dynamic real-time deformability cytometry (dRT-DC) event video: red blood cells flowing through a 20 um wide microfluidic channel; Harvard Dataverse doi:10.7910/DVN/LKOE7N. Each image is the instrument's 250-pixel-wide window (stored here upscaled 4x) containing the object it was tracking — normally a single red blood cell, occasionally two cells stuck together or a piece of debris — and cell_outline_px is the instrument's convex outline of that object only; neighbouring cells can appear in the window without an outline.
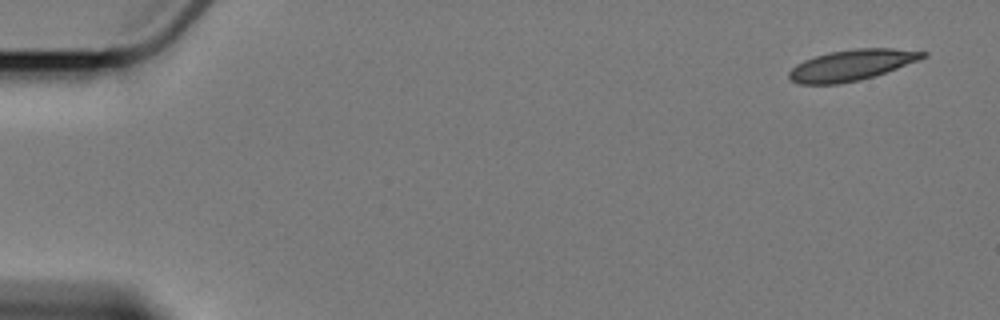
{"species": "Egyptian fruit bat (a non-hibernating species)", "species_latin": "Rousettus aegyptiacus", "temperature_condition": "cold", "stored_images_in_passage": 10, "camera_frame_rate_fps": 3000, "um_per_image_px": 0.085, "animal": {"sex": "female"}, "frame": {"image": 1, "passage_image": 1, "time_ms": 0.0, "image_size_px": [1000, 320], "cell_outline_px": [[928, 56], [920, 60], [860, 80], [840, 84], [800, 84], [792, 80], [788, 76], [788, 72], [796, 64], [804, 60], [828, 52], [856, 48], [892, 48], [928, 52]], "centroid_in_image_um": [72.39, 5.52], "position_along_channel_um": 12.6, "area_um2": 23.99}}
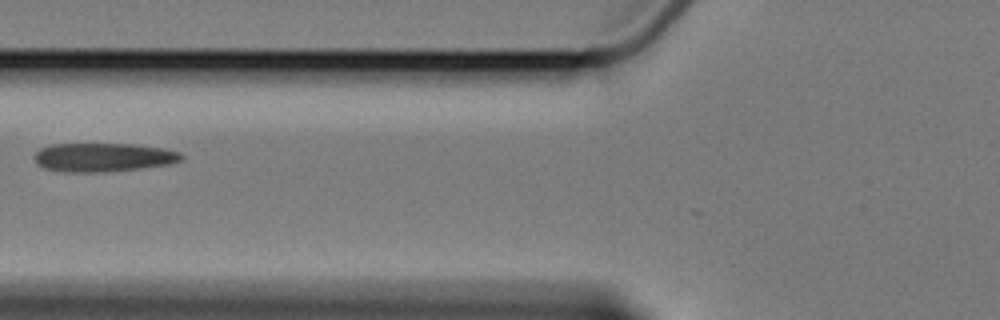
{"frame": {"image": 2, "passage_image": 6, "time_ms": 7.0, "image_size_px": [1000, 320], "cell_outline_px": [[184, 160], [172, 164], [140, 168], [104, 172], [64, 172], [44, 168], [36, 164], [32, 156], [40, 148], [52, 144], [136, 144], [164, 148], [180, 152], [184, 156]], "centroid_in_image_um": [8.79, 13.37], "position_along_channel_um": 117.0, "area_um2": 24.97}}
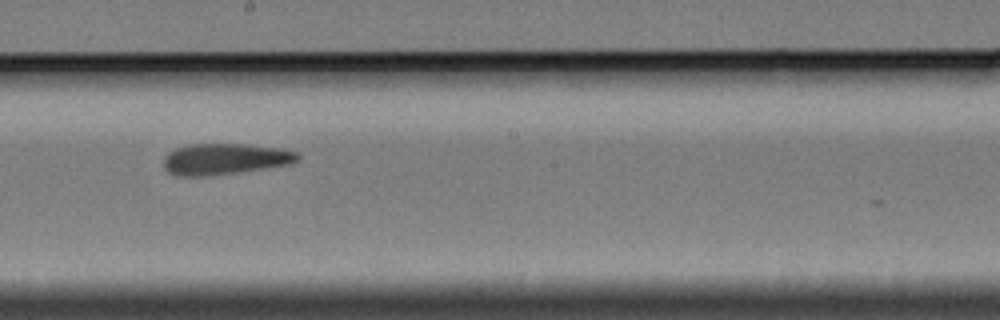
{"frame": {"image": 3, "passage_image": 9, "time_ms": 10.333, "image_size_px": [1000, 320], "cell_outline_px": [[300, 160], [292, 164], [212, 176], [176, 176], [168, 172], [164, 168], [164, 156], [168, 152], [176, 148], [192, 144], [248, 144], [280, 148], [296, 152], [300, 156]], "centroid_in_image_um": [19.12, 13.52], "position_along_channel_um": 229.1, "area_um2": 24.57}}